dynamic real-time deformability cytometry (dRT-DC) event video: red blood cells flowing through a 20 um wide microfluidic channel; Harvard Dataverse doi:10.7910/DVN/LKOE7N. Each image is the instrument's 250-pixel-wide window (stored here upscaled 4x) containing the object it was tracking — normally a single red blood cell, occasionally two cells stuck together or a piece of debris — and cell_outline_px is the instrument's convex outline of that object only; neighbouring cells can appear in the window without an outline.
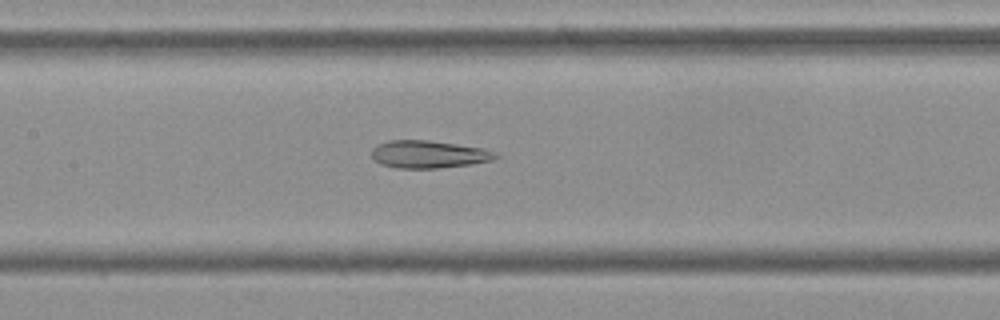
{"species": "Egyptian fruit bat (a non-hibernating species)", "species_latin": "Rousettus aegyptiacus", "temperature_condition": "cold", "stored_images_in_passage": 47, "camera_frame_rate_fps": 3000, "um_per_image_px": 0.085, "frame": {"image": 1, "passage_image": 18, "time_ms": 5.667, "image_size_px": [1000, 320], "cell_outline_px": [[500, 156], [492, 160], [472, 164], [436, 168], [400, 168], [380, 164], [372, 156], [372, 148], [376, 144], [388, 140], [428, 140], [484, 148], [496, 152]], "centroid_in_image_um": [36.44, 13.11], "position_along_channel_um": 171.0, "area_um2": 19.94}}
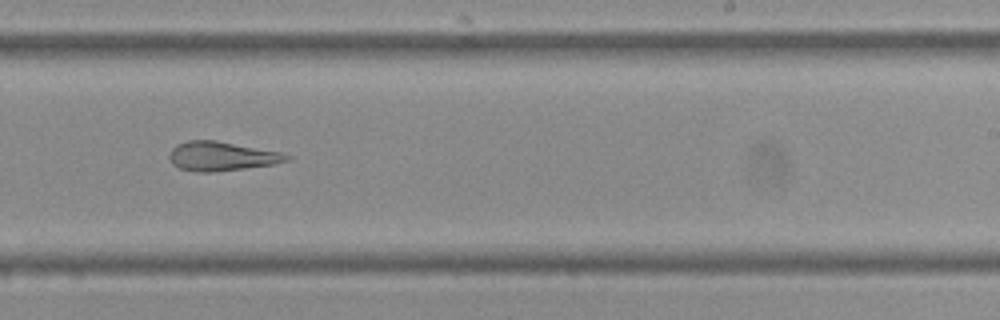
{"frame": {"image": 2, "passage_image": 26, "time_ms": 8.333, "image_size_px": [1000, 320], "cell_outline_px": [[292, 156], [288, 160], [272, 164], [216, 172], [196, 172], [180, 168], [172, 164], [168, 156], [172, 148], [176, 144], [188, 140], [216, 140], [280, 152]], "centroid_in_image_um": [18.78, 13.27], "position_along_channel_um": 270.2, "area_um2": 19.88}}
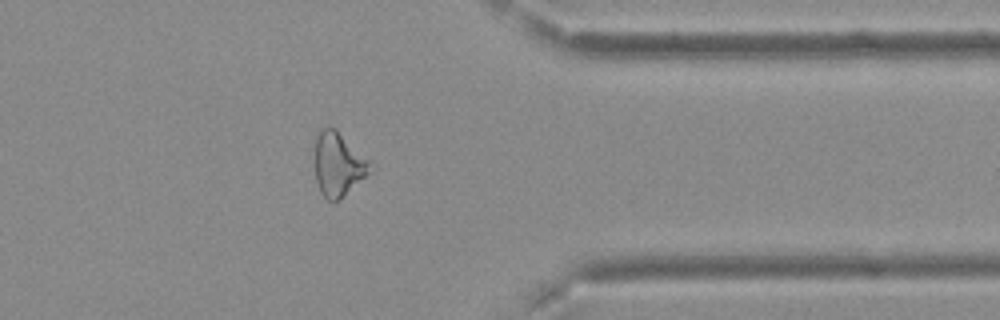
{"frame": {"image": 3, "passage_image": 36, "time_ms": 11.667, "image_size_px": [1000, 320], "cell_outline_px": [[376, 168], [372, 172], [336, 200], [328, 200], [320, 192], [316, 180], [312, 160], [316, 136], [320, 128], [336, 128], [376, 164]], "centroid_in_image_um": [28.77, 13.9], "position_along_channel_um": 382.6, "area_um2": 21.39}, "authors_computed_cell_mechanics": {"area_um2": 21.3282, "velocity_mm_per_s": 3.7327, "shape_relaxation_time_tau1_ms": null, "shape_relaxation_time_tau2_ms": 3.5771, "deformation_change_tau1": null, "deformation_change_tau2": 0.1314}}